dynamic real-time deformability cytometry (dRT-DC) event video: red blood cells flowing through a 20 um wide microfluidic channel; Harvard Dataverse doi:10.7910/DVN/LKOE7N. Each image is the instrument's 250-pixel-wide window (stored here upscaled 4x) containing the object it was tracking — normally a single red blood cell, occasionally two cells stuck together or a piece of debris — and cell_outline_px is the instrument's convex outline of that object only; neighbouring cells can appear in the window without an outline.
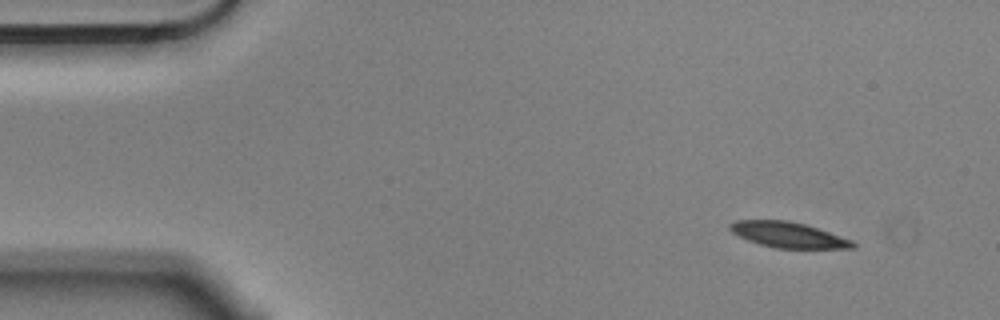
{"species": "Egyptian fruit bat (a non-hibernating species)", "species_latin": "Rousettus aegyptiacus", "temperature_condition": "cold", "stored_images_in_passage": 4, "camera_frame_rate_fps": 3000, "um_per_image_px": 0.085, "animal": {"sex": "male"}, "frame": {"image": 1, "passage_image": 1, "time_ms": 0.0, "image_size_px": [1000, 320], "cell_outline_px": [[856, 248], [776, 248], [760, 244], [748, 240], [732, 232], [728, 228], [728, 224], [736, 220], [788, 220], [804, 224], [852, 240], [856, 244]], "centroid_in_image_um": [66.97, 19.96], "position_along_channel_um": 18.0, "area_um2": 18.09}}
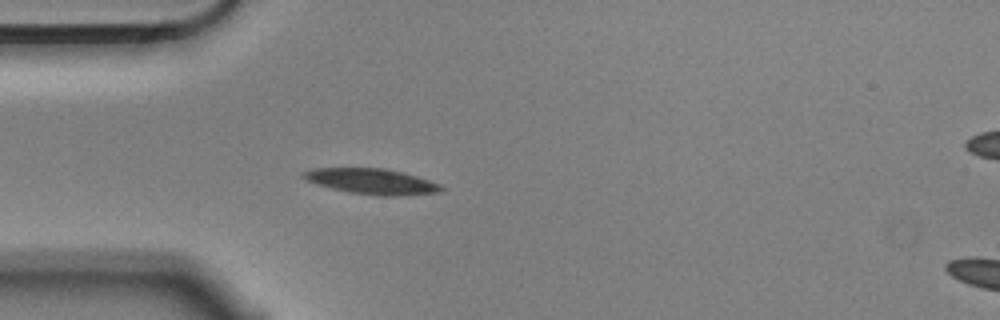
{"frame": {"image": 2, "passage_image": 4, "time_ms": 1.0, "image_size_px": [1000, 320], "cell_outline_px": [[444, 192], [404, 196], [380, 196], [348, 192], [316, 184], [300, 176], [304, 172], [312, 168], [384, 168], [416, 176], [440, 184], [444, 188]], "centroid_in_image_um": [31.64, 15.43], "position_along_channel_um": 53.4, "area_um2": 20.58}}